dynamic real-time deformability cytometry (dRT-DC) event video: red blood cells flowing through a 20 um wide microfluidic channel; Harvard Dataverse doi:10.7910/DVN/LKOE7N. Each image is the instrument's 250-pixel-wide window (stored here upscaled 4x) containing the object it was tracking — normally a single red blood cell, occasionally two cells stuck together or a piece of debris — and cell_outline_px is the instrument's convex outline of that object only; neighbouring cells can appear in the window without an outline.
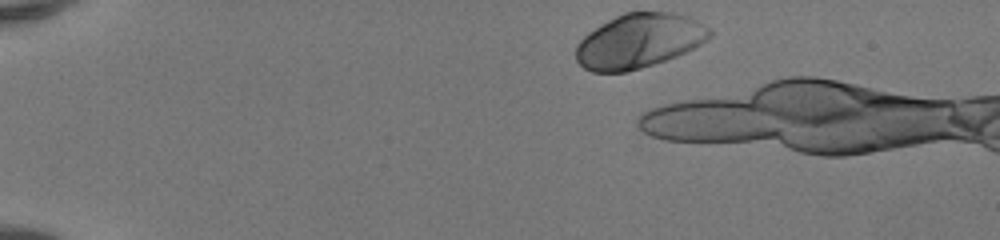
{"species": "human", "species_latin": "Homo sapiens", "temperature_condition": "room temperature", "stored_images_in_passage": 8, "camera_frame_rate_fps": 3000, "um_per_image_px": 0.085, "donor": {"sex": "female"}, "frame": {"image": 1, "passage_image": 1, "time_ms": 0.0, "image_size_px": [1000, 240], "cell_outline_px": [[712, 36], [708, 40], [676, 56], [640, 68], [624, 72], [592, 72], [584, 68], [576, 60], [576, 44], [588, 32], [600, 24], [624, 12], [672, 12], [696, 20], [712, 28]], "centroid_in_image_um": [54.31, 3.47], "position_along_channel_um": 30.7, "area_um2": 42.25}}